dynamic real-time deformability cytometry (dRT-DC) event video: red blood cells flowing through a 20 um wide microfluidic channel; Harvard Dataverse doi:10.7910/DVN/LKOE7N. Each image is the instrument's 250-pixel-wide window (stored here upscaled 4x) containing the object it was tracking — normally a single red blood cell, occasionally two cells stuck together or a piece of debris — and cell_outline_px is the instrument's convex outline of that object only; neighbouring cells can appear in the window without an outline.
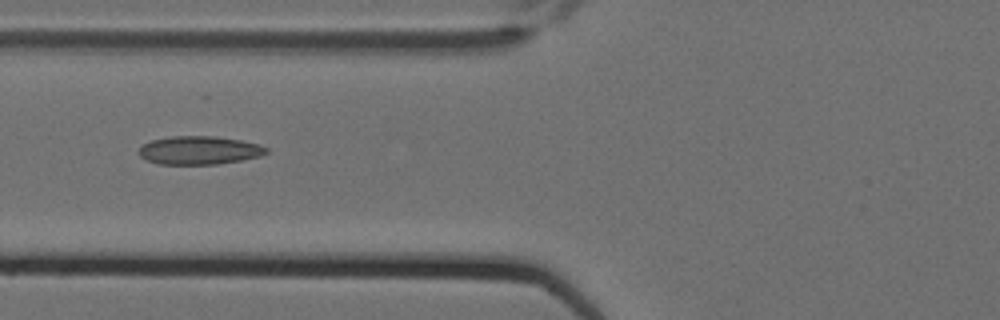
{"species": "Egyptian fruit bat (a non-hibernating species)", "species_latin": "Rousettus aegyptiacus", "temperature_condition": "cold", "stored_images_in_passage": 8, "camera_frame_rate_fps": 3000, "um_per_image_px": 0.085, "animal": {"sex": "female"}, "frame": {"image": 1, "passage_image": 8, "time_ms": 2.333, "image_size_px": [1000, 320], "cell_outline_px": [[268, 152], [260, 156], [240, 160], [216, 164], [160, 164], [148, 160], [140, 156], [140, 148], [144, 144], [152, 140], [172, 136], [216, 136], [240, 140], [260, 144], [268, 148]], "centroid_in_image_um": [16.97, 12.77], "position_along_channel_um": 108.8, "area_um2": 20.87}}